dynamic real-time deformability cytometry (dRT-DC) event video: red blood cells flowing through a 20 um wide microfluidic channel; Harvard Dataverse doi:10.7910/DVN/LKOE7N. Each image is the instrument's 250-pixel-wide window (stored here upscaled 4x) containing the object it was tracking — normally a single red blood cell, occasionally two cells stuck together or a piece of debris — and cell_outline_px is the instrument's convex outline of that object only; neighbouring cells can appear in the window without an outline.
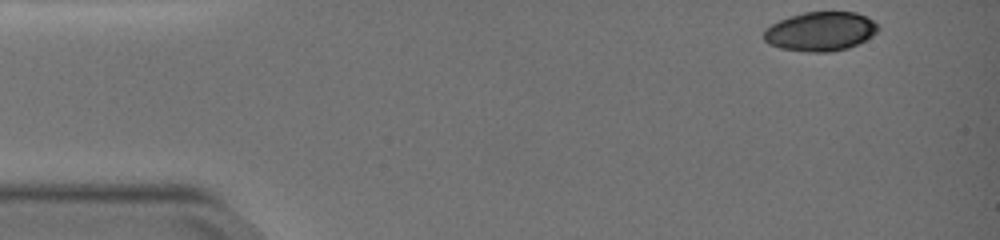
{"species": "common noctule bat (a hibernating species)", "species_latin": "Nyctalus noctula", "temperature_condition": "warm", "stored_images_in_passage": 43, "camera_frame_rate_fps": 3000, "um_per_image_px": 0.085, "animal": {"sex": "female", "body_mass_g": 19.0, "forearm_length_mm": 51.5}, "frame": {"image": 1, "passage_image": 1, "time_ms": 0.0, "image_size_px": [1000, 240], "cell_outline_px": [[880, 28], [872, 36], [848, 48], [832, 52], [808, 52], [780, 48], [768, 44], [764, 40], [764, 28], [780, 20], [804, 12], [856, 12], [880, 24]], "centroid_in_image_um": [69.74, 2.68], "position_along_channel_um": 15.3, "area_um2": 26.07}}
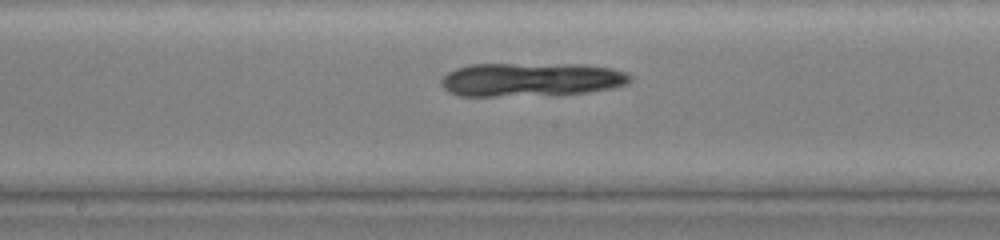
{"frame": {"image": 2, "passage_image": 24, "time_ms": 7.667, "image_size_px": [1000, 240], "cell_outline_px": [[632, 80], [628, 84], [612, 88], [588, 92], [560, 96], [460, 96], [448, 92], [440, 84], [440, 80], [448, 72], [456, 68], [468, 64], [588, 64], [612, 68], [628, 72], [632, 76]], "centroid_in_image_um": [45.19, 6.77], "position_along_channel_um": 203.0, "area_um2": 38.21}}
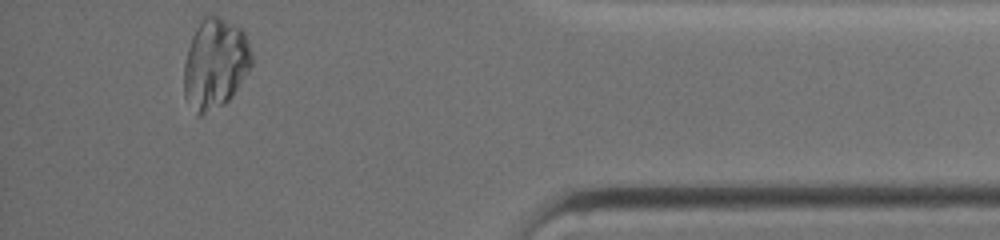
{"frame": {"image": 3, "passage_image": 43, "time_ms": 14.0, "image_size_px": [1000, 240], "cell_outline_px": [[252, 64], [232, 96], [224, 104], [200, 116], [196, 112], [184, 96], [184, 64], [188, 48], [192, 36], [200, 20], [204, 16], [220, 16], [240, 28], [244, 32], [252, 56]], "centroid_in_image_um": [18.28, 5.4], "position_along_channel_um": 416.9, "area_um2": 35.32}}